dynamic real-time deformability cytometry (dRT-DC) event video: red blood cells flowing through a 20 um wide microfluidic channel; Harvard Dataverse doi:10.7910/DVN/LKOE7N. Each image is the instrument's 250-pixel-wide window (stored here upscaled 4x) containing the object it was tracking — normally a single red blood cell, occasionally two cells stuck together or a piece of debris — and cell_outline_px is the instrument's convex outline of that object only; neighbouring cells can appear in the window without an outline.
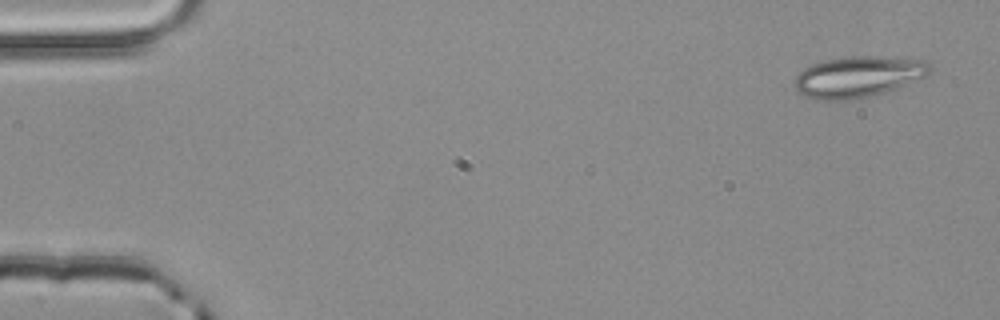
{"species": "common noctule bat (a hibernating species)", "species_latin": "Nyctalus noctula", "temperature_condition": "room temperature", "stored_images_in_passage": 5, "camera_frame_rate_fps": 3000, "um_per_image_px": 0.085, "animal": {"sex": "male", "body_mass_g": 20.4}, "frame": {"image": 1, "passage_image": 1, "time_ms": 0.0, "image_size_px": [1000, 320], "cell_outline_px": [[936, 68], [928, 76], [900, 88], [876, 96], [856, 100], [816, 100], [804, 96], [792, 84], [792, 80], [804, 68], [812, 64], [824, 60], [848, 56], [876, 56], [924, 60]], "centroid_in_image_um": [73.0, 6.54], "position_along_channel_um": 12.0, "area_um2": 33.41}}
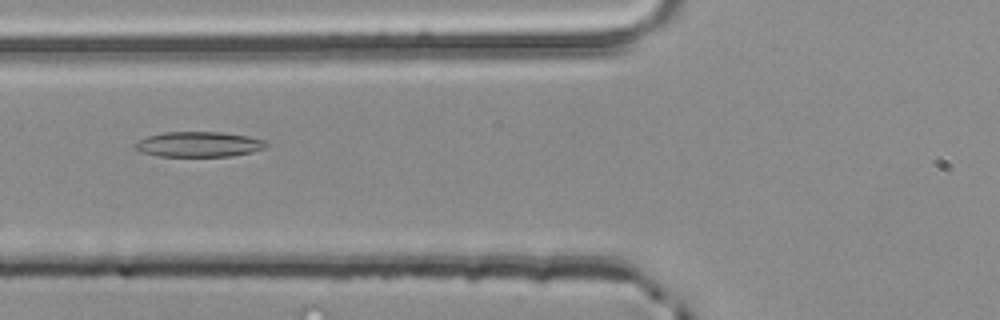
{"frame": {"image": 2, "passage_image": 5, "time_ms": 1.333, "image_size_px": [1000, 320], "cell_outline_px": [[268, 144], [264, 148], [252, 152], [232, 156], [156, 156], [140, 152], [132, 144], [148, 136], [164, 132], [220, 132], [248, 136], [264, 140]], "centroid_in_image_um": [16.88, 12.27], "position_along_channel_um": 108.9, "area_um2": 19.25}}